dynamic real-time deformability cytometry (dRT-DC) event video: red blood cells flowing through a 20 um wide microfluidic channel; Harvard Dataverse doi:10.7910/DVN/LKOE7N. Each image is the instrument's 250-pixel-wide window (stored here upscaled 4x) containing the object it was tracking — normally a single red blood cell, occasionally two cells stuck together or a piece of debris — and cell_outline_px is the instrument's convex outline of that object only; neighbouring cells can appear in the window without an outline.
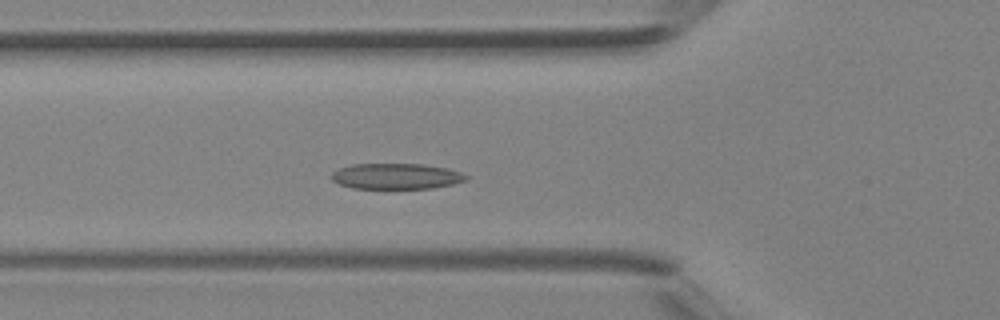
{"species": "Egyptian fruit bat (a non-hibernating species)", "species_latin": "Rousettus aegyptiacus", "temperature_condition": "room temperature", "stored_images_in_passage": 39, "camera_frame_rate_fps": 3000, "um_per_image_px": 0.085, "animal": {"sex": "female"}, "frame": {"image": 1, "passage_image": 11, "time_ms": 3.333, "image_size_px": [1000, 320], "cell_outline_px": [[468, 180], [452, 184], [432, 188], [352, 188], [340, 184], [332, 180], [332, 172], [340, 168], [352, 164], [424, 164], [448, 168], [460, 172], [468, 176]], "centroid_in_image_um": [33.7, 14.97], "position_along_channel_um": 92.1, "area_um2": 20.11}}
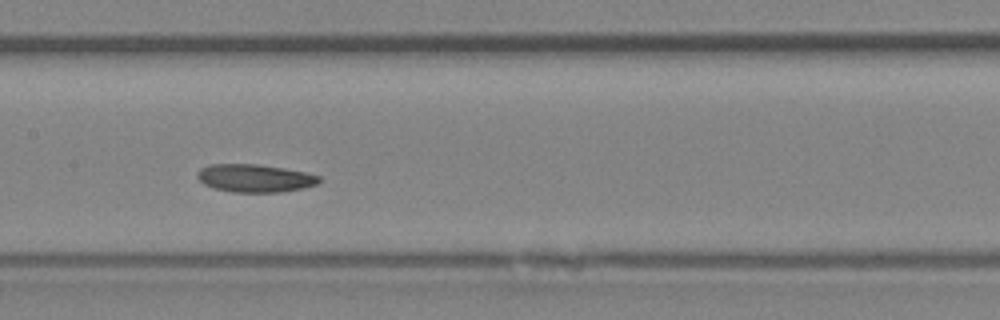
{"frame": {"image": 2, "passage_image": 17, "time_ms": 5.333, "image_size_px": [1000, 320], "cell_outline_px": [[320, 180], [316, 184], [304, 188], [280, 192], [232, 192], [216, 188], [204, 184], [196, 176], [200, 168], [208, 164], [256, 164], [284, 168], [304, 172], [320, 176]], "centroid_in_image_um": [21.65, 15.14], "position_along_channel_um": 185.8, "area_um2": 19.71}}
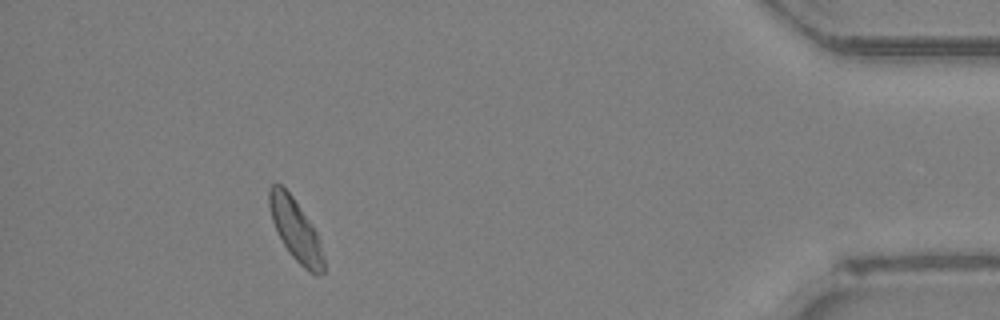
{"frame": {"image": 3, "passage_image": 35, "time_ms": 11.333, "image_size_px": [1000, 320], "cell_outline_px": [[324, 272], [316, 276], [308, 272], [288, 252], [276, 232], [272, 220], [268, 204], [268, 188], [272, 184], [280, 184], [292, 196], [312, 224], [316, 232], [324, 260]], "centroid_in_image_um": [25.1, 19.55], "position_along_channel_um": 410.1, "area_um2": 19.54}}